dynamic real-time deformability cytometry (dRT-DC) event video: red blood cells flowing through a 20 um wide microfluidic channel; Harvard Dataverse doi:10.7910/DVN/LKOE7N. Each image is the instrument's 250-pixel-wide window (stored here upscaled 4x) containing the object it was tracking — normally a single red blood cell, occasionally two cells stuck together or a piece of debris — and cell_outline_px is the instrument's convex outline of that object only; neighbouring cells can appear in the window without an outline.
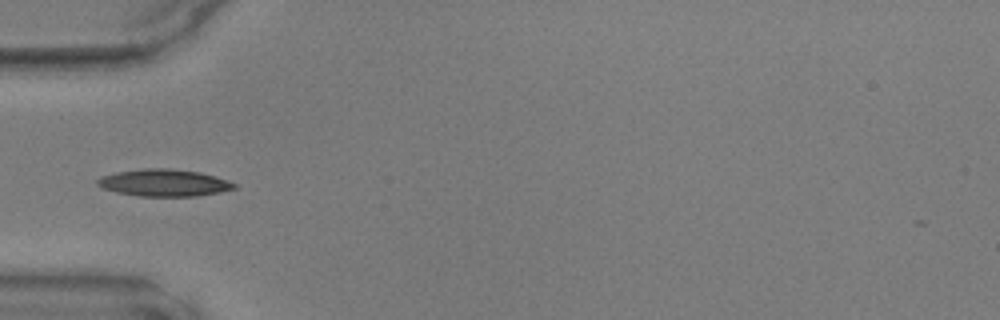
{"species": "common noctule bat (a hibernating species)", "species_latin": "Nyctalus noctula", "temperature_condition": "warm", "stored_images_in_passage": 33, "camera_frame_rate_fps": 3000, "um_per_image_px": 0.085, "animal": {"sex": "male", "body_mass_g": 17.9, "forearm_length_mm": 54.2}, "frame": {"image": 1, "passage_image": 1, "time_ms": 0.0, "image_size_px": [1000, 320], "cell_outline_px": [[236, 188], [220, 192], [196, 196], [140, 196], [116, 192], [104, 188], [96, 184], [96, 180], [104, 176], [116, 172], [144, 168], [168, 168], [200, 172], [236, 184]], "centroid_in_image_um": [13.92, 15.54], "position_along_channel_um": 71.1, "area_um2": 21.27}}
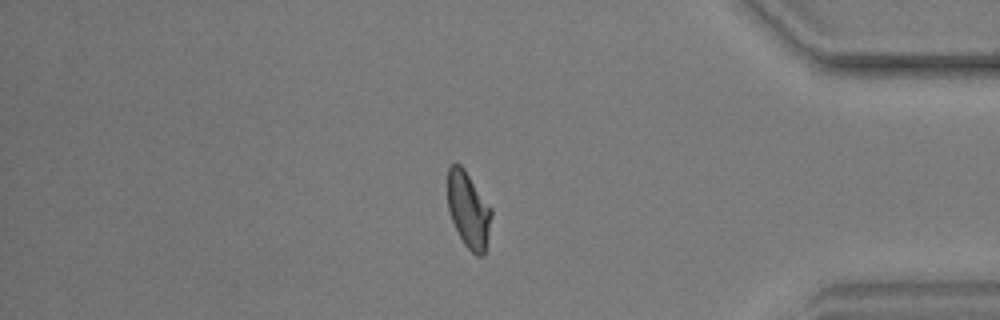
{"frame": {"image": 2, "passage_image": 26, "time_ms": 8.333, "image_size_px": [1000, 320], "cell_outline_px": [[492, 216], [484, 256], [476, 256], [464, 244], [452, 220], [448, 208], [448, 168], [452, 164], [460, 164], [464, 168], [492, 208]], "centroid_in_image_um": [39.84, 17.84], "position_along_channel_um": 395.4, "area_um2": 19.31}}
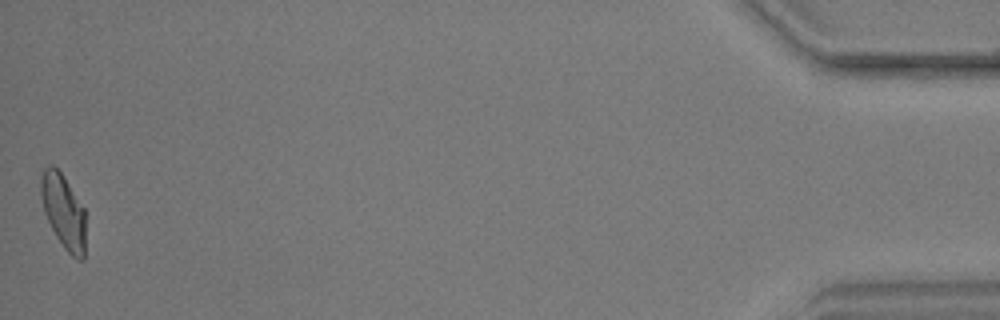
{"frame": {"image": 3, "passage_image": 33, "time_ms": 10.667, "image_size_px": [1000, 320], "cell_outline_px": [[84, 260], [76, 260], [64, 248], [56, 236], [44, 212], [40, 196], [40, 176], [44, 168], [48, 164], [52, 164], [60, 172], [84, 208]], "centroid_in_image_um": [5.36, 17.95], "position_along_channel_um": 429.8, "area_um2": 19.19}}